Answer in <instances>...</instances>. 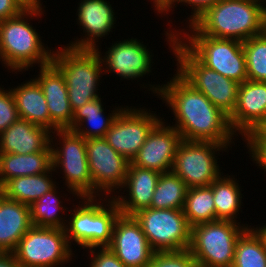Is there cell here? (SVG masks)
Here are the masks:
<instances>
[{"label":"cell","instance_id":"cell-26","mask_svg":"<svg viewBox=\"0 0 266 267\" xmlns=\"http://www.w3.org/2000/svg\"><path fill=\"white\" fill-rule=\"evenodd\" d=\"M52 168V148L36 153H0V188L15 177L46 173Z\"/></svg>","mask_w":266,"mask_h":267},{"label":"cell","instance_id":"cell-13","mask_svg":"<svg viewBox=\"0 0 266 267\" xmlns=\"http://www.w3.org/2000/svg\"><path fill=\"white\" fill-rule=\"evenodd\" d=\"M86 153L94 197L113 198L124 184L130 162L104 138L86 139Z\"/></svg>","mask_w":266,"mask_h":267},{"label":"cell","instance_id":"cell-38","mask_svg":"<svg viewBox=\"0 0 266 267\" xmlns=\"http://www.w3.org/2000/svg\"><path fill=\"white\" fill-rule=\"evenodd\" d=\"M90 253L89 267H126L109 247H94L88 249Z\"/></svg>","mask_w":266,"mask_h":267},{"label":"cell","instance_id":"cell-23","mask_svg":"<svg viewBox=\"0 0 266 267\" xmlns=\"http://www.w3.org/2000/svg\"><path fill=\"white\" fill-rule=\"evenodd\" d=\"M32 226L29 205L0 192V252H13Z\"/></svg>","mask_w":266,"mask_h":267},{"label":"cell","instance_id":"cell-16","mask_svg":"<svg viewBox=\"0 0 266 267\" xmlns=\"http://www.w3.org/2000/svg\"><path fill=\"white\" fill-rule=\"evenodd\" d=\"M110 1L106 0H81L78 3L76 12V22L79 28H82L83 35L81 38H75L70 41L67 47L75 49H90L96 50L101 43L102 37L109 35L116 26V18L114 9ZM116 17V18H115ZM100 40V41H99ZM98 44V45H97Z\"/></svg>","mask_w":266,"mask_h":267},{"label":"cell","instance_id":"cell-44","mask_svg":"<svg viewBox=\"0 0 266 267\" xmlns=\"http://www.w3.org/2000/svg\"><path fill=\"white\" fill-rule=\"evenodd\" d=\"M168 0H157V11L167 2Z\"/></svg>","mask_w":266,"mask_h":267},{"label":"cell","instance_id":"cell-22","mask_svg":"<svg viewBox=\"0 0 266 267\" xmlns=\"http://www.w3.org/2000/svg\"><path fill=\"white\" fill-rule=\"evenodd\" d=\"M51 132L48 128L19 118L0 134V153L29 154L51 147Z\"/></svg>","mask_w":266,"mask_h":267},{"label":"cell","instance_id":"cell-3","mask_svg":"<svg viewBox=\"0 0 266 267\" xmlns=\"http://www.w3.org/2000/svg\"><path fill=\"white\" fill-rule=\"evenodd\" d=\"M266 0H219L193 25L203 34L244 42L266 30Z\"/></svg>","mask_w":266,"mask_h":267},{"label":"cell","instance_id":"cell-2","mask_svg":"<svg viewBox=\"0 0 266 267\" xmlns=\"http://www.w3.org/2000/svg\"><path fill=\"white\" fill-rule=\"evenodd\" d=\"M44 8L45 5L25 8L18 15L0 21V61L12 74L52 63L54 48L42 41L40 32L29 22L36 17L41 19L46 14Z\"/></svg>","mask_w":266,"mask_h":267},{"label":"cell","instance_id":"cell-17","mask_svg":"<svg viewBox=\"0 0 266 267\" xmlns=\"http://www.w3.org/2000/svg\"><path fill=\"white\" fill-rule=\"evenodd\" d=\"M163 119L152 129L144 144L138 151L132 164L157 171L170 172L174 163L176 150L182 138L180 133Z\"/></svg>","mask_w":266,"mask_h":267},{"label":"cell","instance_id":"cell-1","mask_svg":"<svg viewBox=\"0 0 266 267\" xmlns=\"http://www.w3.org/2000/svg\"><path fill=\"white\" fill-rule=\"evenodd\" d=\"M175 73L165 84H148L151 94L158 96L171 109L176 122L171 126L183 140L235 145L233 140L237 139L234 138L237 134L230 125L229 116Z\"/></svg>","mask_w":266,"mask_h":267},{"label":"cell","instance_id":"cell-20","mask_svg":"<svg viewBox=\"0 0 266 267\" xmlns=\"http://www.w3.org/2000/svg\"><path fill=\"white\" fill-rule=\"evenodd\" d=\"M40 69L34 79L39 83L51 118V131L66 129L72 122L73 111L62 73L51 63Z\"/></svg>","mask_w":266,"mask_h":267},{"label":"cell","instance_id":"cell-6","mask_svg":"<svg viewBox=\"0 0 266 267\" xmlns=\"http://www.w3.org/2000/svg\"><path fill=\"white\" fill-rule=\"evenodd\" d=\"M52 64L65 79L73 112L101 97L98 87L104 70L97 50L75 49L64 45L54 50Z\"/></svg>","mask_w":266,"mask_h":267},{"label":"cell","instance_id":"cell-34","mask_svg":"<svg viewBox=\"0 0 266 267\" xmlns=\"http://www.w3.org/2000/svg\"><path fill=\"white\" fill-rule=\"evenodd\" d=\"M147 267H198L188 249L180 251H154Z\"/></svg>","mask_w":266,"mask_h":267},{"label":"cell","instance_id":"cell-12","mask_svg":"<svg viewBox=\"0 0 266 267\" xmlns=\"http://www.w3.org/2000/svg\"><path fill=\"white\" fill-rule=\"evenodd\" d=\"M132 216L154 251H180L190 247L192 227L183 210L145 208Z\"/></svg>","mask_w":266,"mask_h":267},{"label":"cell","instance_id":"cell-42","mask_svg":"<svg viewBox=\"0 0 266 267\" xmlns=\"http://www.w3.org/2000/svg\"><path fill=\"white\" fill-rule=\"evenodd\" d=\"M25 8L38 7L43 3L41 0H18Z\"/></svg>","mask_w":266,"mask_h":267},{"label":"cell","instance_id":"cell-45","mask_svg":"<svg viewBox=\"0 0 266 267\" xmlns=\"http://www.w3.org/2000/svg\"><path fill=\"white\" fill-rule=\"evenodd\" d=\"M149 2H153L152 4H153V10L155 11V13L157 12V0H151V1H149Z\"/></svg>","mask_w":266,"mask_h":267},{"label":"cell","instance_id":"cell-39","mask_svg":"<svg viewBox=\"0 0 266 267\" xmlns=\"http://www.w3.org/2000/svg\"><path fill=\"white\" fill-rule=\"evenodd\" d=\"M24 9L18 0H0V21L14 17Z\"/></svg>","mask_w":266,"mask_h":267},{"label":"cell","instance_id":"cell-31","mask_svg":"<svg viewBox=\"0 0 266 267\" xmlns=\"http://www.w3.org/2000/svg\"><path fill=\"white\" fill-rule=\"evenodd\" d=\"M187 185L172 171L161 173L150 208L183 210Z\"/></svg>","mask_w":266,"mask_h":267},{"label":"cell","instance_id":"cell-15","mask_svg":"<svg viewBox=\"0 0 266 267\" xmlns=\"http://www.w3.org/2000/svg\"><path fill=\"white\" fill-rule=\"evenodd\" d=\"M143 43L137 37H133L111 43L112 45L107 48L108 50L104 54L97 48L103 63L104 73L106 75L114 73L116 77H121L120 80L132 81L142 79L146 74L147 77L148 74L150 76L154 54Z\"/></svg>","mask_w":266,"mask_h":267},{"label":"cell","instance_id":"cell-24","mask_svg":"<svg viewBox=\"0 0 266 267\" xmlns=\"http://www.w3.org/2000/svg\"><path fill=\"white\" fill-rule=\"evenodd\" d=\"M102 101V98L99 97L76 109L73 112L72 122L66 129L73 130L85 140L104 138L124 106H117L118 108L111 110L107 116Z\"/></svg>","mask_w":266,"mask_h":267},{"label":"cell","instance_id":"cell-43","mask_svg":"<svg viewBox=\"0 0 266 267\" xmlns=\"http://www.w3.org/2000/svg\"><path fill=\"white\" fill-rule=\"evenodd\" d=\"M258 130L266 137V121L258 128Z\"/></svg>","mask_w":266,"mask_h":267},{"label":"cell","instance_id":"cell-10","mask_svg":"<svg viewBox=\"0 0 266 267\" xmlns=\"http://www.w3.org/2000/svg\"><path fill=\"white\" fill-rule=\"evenodd\" d=\"M230 148L232 146L210 141H188L182 139L177 147L171 171L188 188L209 186L224 174L220 169L222 167L218 164L220 163L218 161L219 158H217L220 155L219 152H228Z\"/></svg>","mask_w":266,"mask_h":267},{"label":"cell","instance_id":"cell-9","mask_svg":"<svg viewBox=\"0 0 266 267\" xmlns=\"http://www.w3.org/2000/svg\"><path fill=\"white\" fill-rule=\"evenodd\" d=\"M51 148L52 168L56 173H58L57 169L58 171L60 169V174L64 176L62 179L65 180L64 186L69 189H66L68 193L77 199L94 197V186L88 168L86 140L73 130L58 129L51 132Z\"/></svg>","mask_w":266,"mask_h":267},{"label":"cell","instance_id":"cell-29","mask_svg":"<svg viewBox=\"0 0 266 267\" xmlns=\"http://www.w3.org/2000/svg\"><path fill=\"white\" fill-rule=\"evenodd\" d=\"M57 188L56 185L29 206L33 226L65 229L68 208L65 205L63 206V203H65L61 199L63 195L61 196V191L58 192L60 189Z\"/></svg>","mask_w":266,"mask_h":267},{"label":"cell","instance_id":"cell-4","mask_svg":"<svg viewBox=\"0 0 266 267\" xmlns=\"http://www.w3.org/2000/svg\"><path fill=\"white\" fill-rule=\"evenodd\" d=\"M186 27L185 29L169 28L165 31L163 35L166 37V44L169 43L170 50L177 38L209 69L240 84L248 80L243 42L203 35L193 24Z\"/></svg>","mask_w":266,"mask_h":267},{"label":"cell","instance_id":"cell-30","mask_svg":"<svg viewBox=\"0 0 266 267\" xmlns=\"http://www.w3.org/2000/svg\"><path fill=\"white\" fill-rule=\"evenodd\" d=\"M212 187L188 188L183 212L191 227L216 221Z\"/></svg>","mask_w":266,"mask_h":267},{"label":"cell","instance_id":"cell-32","mask_svg":"<svg viewBox=\"0 0 266 267\" xmlns=\"http://www.w3.org/2000/svg\"><path fill=\"white\" fill-rule=\"evenodd\" d=\"M232 267H266V249L252 228L238 238Z\"/></svg>","mask_w":266,"mask_h":267},{"label":"cell","instance_id":"cell-8","mask_svg":"<svg viewBox=\"0 0 266 267\" xmlns=\"http://www.w3.org/2000/svg\"><path fill=\"white\" fill-rule=\"evenodd\" d=\"M240 223L216 220L192 227L189 250L198 267H232L238 238L251 228Z\"/></svg>","mask_w":266,"mask_h":267},{"label":"cell","instance_id":"cell-35","mask_svg":"<svg viewBox=\"0 0 266 267\" xmlns=\"http://www.w3.org/2000/svg\"><path fill=\"white\" fill-rule=\"evenodd\" d=\"M219 0H168L157 12L160 16L170 14L173 12V8H176V4H184L191 9V15L186 20V26L192 25L201 15H203L209 8L214 6Z\"/></svg>","mask_w":266,"mask_h":267},{"label":"cell","instance_id":"cell-11","mask_svg":"<svg viewBox=\"0 0 266 267\" xmlns=\"http://www.w3.org/2000/svg\"><path fill=\"white\" fill-rule=\"evenodd\" d=\"M22 267H61L73 261L65 229L32 226L13 251Z\"/></svg>","mask_w":266,"mask_h":267},{"label":"cell","instance_id":"cell-7","mask_svg":"<svg viewBox=\"0 0 266 267\" xmlns=\"http://www.w3.org/2000/svg\"><path fill=\"white\" fill-rule=\"evenodd\" d=\"M171 50L175 55L173 60L177 61L176 72L230 116L237 103L240 83L204 66L177 38Z\"/></svg>","mask_w":266,"mask_h":267},{"label":"cell","instance_id":"cell-18","mask_svg":"<svg viewBox=\"0 0 266 267\" xmlns=\"http://www.w3.org/2000/svg\"><path fill=\"white\" fill-rule=\"evenodd\" d=\"M126 267H147L154 250L133 216L120 214L108 246Z\"/></svg>","mask_w":266,"mask_h":267},{"label":"cell","instance_id":"cell-41","mask_svg":"<svg viewBox=\"0 0 266 267\" xmlns=\"http://www.w3.org/2000/svg\"><path fill=\"white\" fill-rule=\"evenodd\" d=\"M257 234L258 236L262 239L263 241V244H264V247L266 249V223L264 225L263 223V226L259 225H256V228L254 226L251 227Z\"/></svg>","mask_w":266,"mask_h":267},{"label":"cell","instance_id":"cell-37","mask_svg":"<svg viewBox=\"0 0 266 267\" xmlns=\"http://www.w3.org/2000/svg\"><path fill=\"white\" fill-rule=\"evenodd\" d=\"M4 89L0 85V134L20 118L11 89Z\"/></svg>","mask_w":266,"mask_h":267},{"label":"cell","instance_id":"cell-36","mask_svg":"<svg viewBox=\"0 0 266 267\" xmlns=\"http://www.w3.org/2000/svg\"><path fill=\"white\" fill-rule=\"evenodd\" d=\"M247 147L251 161L258 166V168L266 172V137L258 130H252L243 139ZM258 164V165H257ZM266 174V173H265Z\"/></svg>","mask_w":266,"mask_h":267},{"label":"cell","instance_id":"cell-40","mask_svg":"<svg viewBox=\"0 0 266 267\" xmlns=\"http://www.w3.org/2000/svg\"><path fill=\"white\" fill-rule=\"evenodd\" d=\"M0 267H22L13 252H0Z\"/></svg>","mask_w":266,"mask_h":267},{"label":"cell","instance_id":"cell-33","mask_svg":"<svg viewBox=\"0 0 266 267\" xmlns=\"http://www.w3.org/2000/svg\"><path fill=\"white\" fill-rule=\"evenodd\" d=\"M243 50L248 80L266 82V30L244 41Z\"/></svg>","mask_w":266,"mask_h":267},{"label":"cell","instance_id":"cell-19","mask_svg":"<svg viewBox=\"0 0 266 267\" xmlns=\"http://www.w3.org/2000/svg\"><path fill=\"white\" fill-rule=\"evenodd\" d=\"M266 121V82L245 80L238 89L237 103L229 122L243 139ZM239 134V135H238Z\"/></svg>","mask_w":266,"mask_h":267},{"label":"cell","instance_id":"cell-14","mask_svg":"<svg viewBox=\"0 0 266 267\" xmlns=\"http://www.w3.org/2000/svg\"><path fill=\"white\" fill-rule=\"evenodd\" d=\"M143 108L125 106L104 136L107 143L129 162L136 157L152 129L164 119L160 114L156 115V111Z\"/></svg>","mask_w":266,"mask_h":267},{"label":"cell","instance_id":"cell-5","mask_svg":"<svg viewBox=\"0 0 266 267\" xmlns=\"http://www.w3.org/2000/svg\"><path fill=\"white\" fill-rule=\"evenodd\" d=\"M78 200L79 204L72 203L74 208L68 211L70 216L65 232L69 245L73 248L77 244L86 251L108 247L112 242L115 221L121 214L117 203L112 197H81Z\"/></svg>","mask_w":266,"mask_h":267},{"label":"cell","instance_id":"cell-27","mask_svg":"<svg viewBox=\"0 0 266 267\" xmlns=\"http://www.w3.org/2000/svg\"><path fill=\"white\" fill-rule=\"evenodd\" d=\"M54 172L53 168H51L46 173L15 177L8 180L0 188V192L10 199L30 206L56 185L59 187L56 180L52 178Z\"/></svg>","mask_w":266,"mask_h":267},{"label":"cell","instance_id":"cell-25","mask_svg":"<svg viewBox=\"0 0 266 267\" xmlns=\"http://www.w3.org/2000/svg\"><path fill=\"white\" fill-rule=\"evenodd\" d=\"M19 117L51 131V118L47 101L39 83L32 77L19 86L12 87Z\"/></svg>","mask_w":266,"mask_h":267},{"label":"cell","instance_id":"cell-28","mask_svg":"<svg viewBox=\"0 0 266 267\" xmlns=\"http://www.w3.org/2000/svg\"><path fill=\"white\" fill-rule=\"evenodd\" d=\"M231 176L221 175L210 184L214 196L216 220L238 221L237 215H239L243 204V194L241 193L243 190L238 183L239 180L236 181L235 176Z\"/></svg>","mask_w":266,"mask_h":267},{"label":"cell","instance_id":"cell-21","mask_svg":"<svg viewBox=\"0 0 266 267\" xmlns=\"http://www.w3.org/2000/svg\"><path fill=\"white\" fill-rule=\"evenodd\" d=\"M160 174L157 171L137 167L130 162L124 184L120 189L121 194L113 196L121 214L132 216L139 210L150 208Z\"/></svg>","mask_w":266,"mask_h":267}]
</instances>
